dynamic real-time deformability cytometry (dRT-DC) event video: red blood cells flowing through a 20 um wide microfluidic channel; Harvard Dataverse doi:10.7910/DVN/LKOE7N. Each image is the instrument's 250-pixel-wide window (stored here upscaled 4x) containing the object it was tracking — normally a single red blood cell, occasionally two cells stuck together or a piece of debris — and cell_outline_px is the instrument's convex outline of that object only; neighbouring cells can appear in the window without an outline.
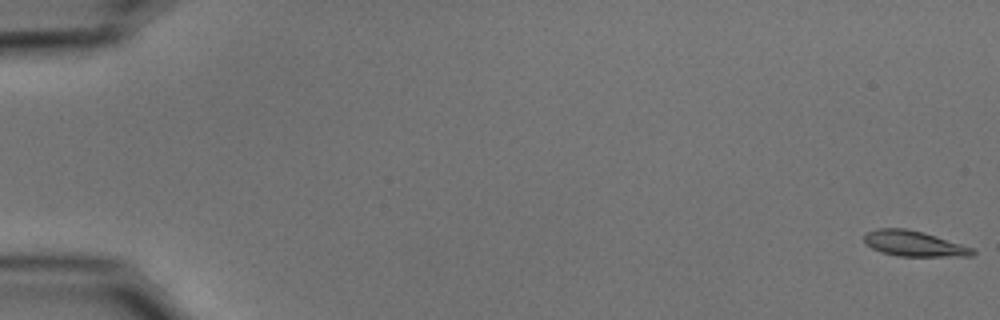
{"species": "common noctule bat (a hibernating species)", "species_latin": "Nyctalus noctula", "temperature_condition": "cold", "stored_images_in_passage": 55, "camera_frame_rate_fps": 3000, "um_per_image_px": 0.085, "animal": {"sex": "male", "body_mass_g": 15.6}, "frame": {"image": 1, "passage_image": 1, "time_ms": 0.0, "image_size_px": [1000, 320], "cell_outline_px": [[976, 252], [972, 256], [896, 256], [880, 252], [872, 248], [864, 240], [864, 236], [868, 232], [876, 228], [904, 228], [924, 232], [972, 248]], "centroid_in_image_um": [77.66, 20.71], "position_along_channel_um": 7.3, "area_um2": 15.95}}
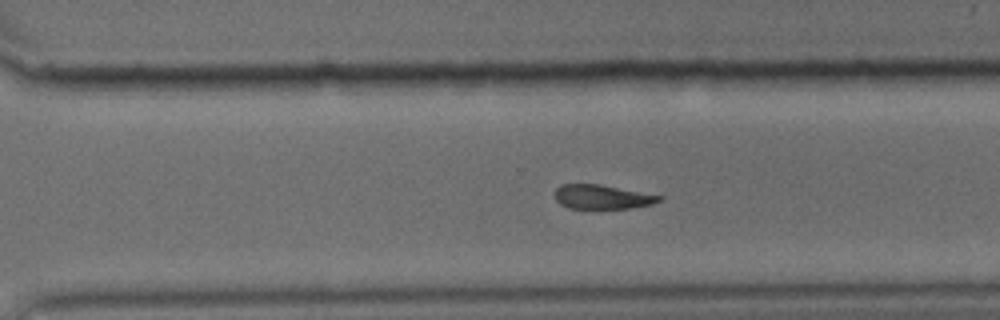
{"frame": {"image": 2, "passage_image": 39, "time_ms": 12.667, "image_size_px": [1000, 320], "cell_outline_px": [[664, 196], [660, 200], [652, 204], [628, 208], [568, 208], [560, 204], [556, 200], [556, 188], [560, 184], [600, 184]], "centroid_in_image_um": [51.18, 16.73], "position_along_channel_um": 319.4, "area_um2": 14.62}}
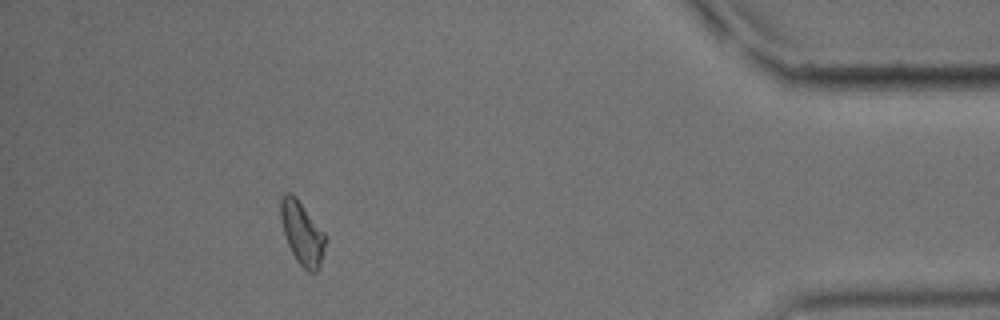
{"frame": {"image": 3, "passage_image": 50, "time_ms": 16.333, "image_size_px": [1000, 320], "cell_outline_px": [[324, 252], [320, 268], [316, 272], [308, 272], [296, 260], [288, 244], [280, 220], [280, 200], [284, 192], [292, 192], [296, 196], [324, 232]], "centroid_in_image_um": [25.66, 19.79], "position_along_channel_um": 409.5, "area_um2": 16.42}, "authors_computed_cell_mechanics": {"area_um2": 16.473, "velocity_mm_per_s": 3.7285, "shape_relaxation_time_tau1_ms": 4.1822, "shape_relaxation_time_tau2_ms": null, "deformation_change_tau1": 0.1394, "deformation_change_tau2": null}}